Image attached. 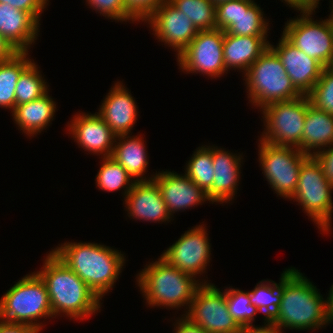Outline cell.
<instances>
[{
  "label": "cell",
  "instance_id": "1",
  "mask_svg": "<svg viewBox=\"0 0 333 333\" xmlns=\"http://www.w3.org/2000/svg\"><path fill=\"white\" fill-rule=\"evenodd\" d=\"M295 267L281 274L282 300L277 312L269 320L277 328L290 330H318L330 323L327 298Z\"/></svg>",
  "mask_w": 333,
  "mask_h": 333
},
{
  "label": "cell",
  "instance_id": "2",
  "mask_svg": "<svg viewBox=\"0 0 333 333\" xmlns=\"http://www.w3.org/2000/svg\"><path fill=\"white\" fill-rule=\"evenodd\" d=\"M51 251L74 271L102 300L122 273L126 256L121 251L94 242H64Z\"/></svg>",
  "mask_w": 333,
  "mask_h": 333
},
{
  "label": "cell",
  "instance_id": "3",
  "mask_svg": "<svg viewBox=\"0 0 333 333\" xmlns=\"http://www.w3.org/2000/svg\"><path fill=\"white\" fill-rule=\"evenodd\" d=\"M43 267L36 271L47 287L53 317L84 320L100 312L101 300L87 284L52 252L45 256Z\"/></svg>",
  "mask_w": 333,
  "mask_h": 333
},
{
  "label": "cell",
  "instance_id": "4",
  "mask_svg": "<svg viewBox=\"0 0 333 333\" xmlns=\"http://www.w3.org/2000/svg\"><path fill=\"white\" fill-rule=\"evenodd\" d=\"M207 281L196 280V277L175 268L161 256L155 262L146 264L136 276V284L149 307L179 310L186 306L183 315L189 310L197 289L203 283H210Z\"/></svg>",
  "mask_w": 333,
  "mask_h": 333
},
{
  "label": "cell",
  "instance_id": "5",
  "mask_svg": "<svg viewBox=\"0 0 333 333\" xmlns=\"http://www.w3.org/2000/svg\"><path fill=\"white\" fill-rule=\"evenodd\" d=\"M54 318L45 282L35 271L26 274L0 299V320L28 325L41 332L40 319Z\"/></svg>",
  "mask_w": 333,
  "mask_h": 333
},
{
  "label": "cell",
  "instance_id": "6",
  "mask_svg": "<svg viewBox=\"0 0 333 333\" xmlns=\"http://www.w3.org/2000/svg\"><path fill=\"white\" fill-rule=\"evenodd\" d=\"M252 106L289 101L302 96L287 75L277 54L269 47L243 75Z\"/></svg>",
  "mask_w": 333,
  "mask_h": 333
},
{
  "label": "cell",
  "instance_id": "7",
  "mask_svg": "<svg viewBox=\"0 0 333 333\" xmlns=\"http://www.w3.org/2000/svg\"><path fill=\"white\" fill-rule=\"evenodd\" d=\"M332 191L333 184L324 174L321 163L315 156H309L301 164L297 188L291 201L298 202L297 205L324 234L329 233L332 225Z\"/></svg>",
  "mask_w": 333,
  "mask_h": 333
},
{
  "label": "cell",
  "instance_id": "8",
  "mask_svg": "<svg viewBox=\"0 0 333 333\" xmlns=\"http://www.w3.org/2000/svg\"><path fill=\"white\" fill-rule=\"evenodd\" d=\"M308 109V96L273 102L262 109L264 131L258 140L279 146L299 148Z\"/></svg>",
  "mask_w": 333,
  "mask_h": 333
},
{
  "label": "cell",
  "instance_id": "9",
  "mask_svg": "<svg viewBox=\"0 0 333 333\" xmlns=\"http://www.w3.org/2000/svg\"><path fill=\"white\" fill-rule=\"evenodd\" d=\"M259 142L258 161L264 178L277 196L290 200L297 188L301 164L309 156L295 147Z\"/></svg>",
  "mask_w": 333,
  "mask_h": 333
},
{
  "label": "cell",
  "instance_id": "10",
  "mask_svg": "<svg viewBox=\"0 0 333 333\" xmlns=\"http://www.w3.org/2000/svg\"><path fill=\"white\" fill-rule=\"evenodd\" d=\"M315 11L300 12L285 23L282 35L297 49L328 66L333 57V25L326 19L314 20Z\"/></svg>",
  "mask_w": 333,
  "mask_h": 333
},
{
  "label": "cell",
  "instance_id": "11",
  "mask_svg": "<svg viewBox=\"0 0 333 333\" xmlns=\"http://www.w3.org/2000/svg\"><path fill=\"white\" fill-rule=\"evenodd\" d=\"M224 31L218 28L199 31L177 56V64L186 74H203L211 79L227 74L223 58Z\"/></svg>",
  "mask_w": 333,
  "mask_h": 333
},
{
  "label": "cell",
  "instance_id": "12",
  "mask_svg": "<svg viewBox=\"0 0 333 333\" xmlns=\"http://www.w3.org/2000/svg\"><path fill=\"white\" fill-rule=\"evenodd\" d=\"M185 316L208 333H238L240 329L229 313L225 289L212 283L197 289Z\"/></svg>",
  "mask_w": 333,
  "mask_h": 333
},
{
  "label": "cell",
  "instance_id": "13",
  "mask_svg": "<svg viewBox=\"0 0 333 333\" xmlns=\"http://www.w3.org/2000/svg\"><path fill=\"white\" fill-rule=\"evenodd\" d=\"M206 225L199 224L185 231L180 238L162 252L161 257L170 265L198 278L207 273L211 260V243ZM200 274V275H199Z\"/></svg>",
  "mask_w": 333,
  "mask_h": 333
},
{
  "label": "cell",
  "instance_id": "14",
  "mask_svg": "<svg viewBox=\"0 0 333 333\" xmlns=\"http://www.w3.org/2000/svg\"><path fill=\"white\" fill-rule=\"evenodd\" d=\"M153 30V35L164 45L172 47L178 56L199 32L193 22L168 0L158 7L144 22Z\"/></svg>",
  "mask_w": 333,
  "mask_h": 333
},
{
  "label": "cell",
  "instance_id": "15",
  "mask_svg": "<svg viewBox=\"0 0 333 333\" xmlns=\"http://www.w3.org/2000/svg\"><path fill=\"white\" fill-rule=\"evenodd\" d=\"M67 127L79 148L97 156H112L117 135L97 112L74 114Z\"/></svg>",
  "mask_w": 333,
  "mask_h": 333
},
{
  "label": "cell",
  "instance_id": "16",
  "mask_svg": "<svg viewBox=\"0 0 333 333\" xmlns=\"http://www.w3.org/2000/svg\"><path fill=\"white\" fill-rule=\"evenodd\" d=\"M269 47L280 58L295 88L302 95H308L321 77L324 66L316 59L297 49L283 35L279 38L277 45L269 43Z\"/></svg>",
  "mask_w": 333,
  "mask_h": 333
},
{
  "label": "cell",
  "instance_id": "17",
  "mask_svg": "<svg viewBox=\"0 0 333 333\" xmlns=\"http://www.w3.org/2000/svg\"><path fill=\"white\" fill-rule=\"evenodd\" d=\"M157 183L169 214L173 217L175 212L202 205L209 199L206 193L194 183L185 173L162 170L153 178Z\"/></svg>",
  "mask_w": 333,
  "mask_h": 333
},
{
  "label": "cell",
  "instance_id": "18",
  "mask_svg": "<svg viewBox=\"0 0 333 333\" xmlns=\"http://www.w3.org/2000/svg\"><path fill=\"white\" fill-rule=\"evenodd\" d=\"M243 157L224 148L212 145V160L214 166V180L211 188L206 192L209 203H230L237 194Z\"/></svg>",
  "mask_w": 333,
  "mask_h": 333
},
{
  "label": "cell",
  "instance_id": "19",
  "mask_svg": "<svg viewBox=\"0 0 333 333\" xmlns=\"http://www.w3.org/2000/svg\"><path fill=\"white\" fill-rule=\"evenodd\" d=\"M103 99L97 113L117 136L130 134L138 119V106L131 91L117 81Z\"/></svg>",
  "mask_w": 333,
  "mask_h": 333
},
{
  "label": "cell",
  "instance_id": "20",
  "mask_svg": "<svg viewBox=\"0 0 333 333\" xmlns=\"http://www.w3.org/2000/svg\"><path fill=\"white\" fill-rule=\"evenodd\" d=\"M124 202L127 215L131 219L156 223L172 220L160 189L154 180L135 182L127 193Z\"/></svg>",
  "mask_w": 333,
  "mask_h": 333
},
{
  "label": "cell",
  "instance_id": "21",
  "mask_svg": "<svg viewBox=\"0 0 333 333\" xmlns=\"http://www.w3.org/2000/svg\"><path fill=\"white\" fill-rule=\"evenodd\" d=\"M40 25L28 12L0 3V35L19 52H29L40 35Z\"/></svg>",
  "mask_w": 333,
  "mask_h": 333
},
{
  "label": "cell",
  "instance_id": "22",
  "mask_svg": "<svg viewBox=\"0 0 333 333\" xmlns=\"http://www.w3.org/2000/svg\"><path fill=\"white\" fill-rule=\"evenodd\" d=\"M268 36H239L224 32L223 58L226 71L246 73L248 68L269 48Z\"/></svg>",
  "mask_w": 333,
  "mask_h": 333
},
{
  "label": "cell",
  "instance_id": "23",
  "mask_svg": "<svg viewBox=\"0 0 333 333\" xmlns=\"http://www.w3.org/2000/svg\"><path fill=\"white\" fill-rule=\"evenodd\" d=\"M118 135L115 140L112 158L116 160L135 182L153 180L156 173L144 176L149 164L144 138L139 135ZM119 141V142H118Z\"/></svg>",
  "mask_w": 333,
  "mask_h": 333
},
{
  "label": "cell",
  "instance_id": "24",
  "mask_svg": "<svg viewBox=\"0 0 333 333\" xmlns=\"http://www.w3.org/2000/svg\"><path fill=\"white\" fill-rule=\"evenodd\" d=\"M48 92L49 90L33 101L15 106L12 111L13 121L24 135L26 134L28 137L38 135L47 129L52 124L51 121L55 119L53 117L57 104Z\"/></svg>",
  "mask_w": 333,
  "mask_h": 333
},
{
  "label": "cell",
  "instance_id": "25",
  "mask_svg": "<svg viewBox=\"0 0 333 333\" xmlns=\"http://www.w3.org/2000/svg\"><path fill=\"white\" fill-rule=\"evenodd\" d=\"M333 144V115L315 108L308 97V109L302 133V145L298 148L308 156H315Z\"/></svg>",
  "mask_w": 333,
  "mask_h": 333
},
{
  "label": "cell",
  "instance_id": "26",
  "mask_svg": "<svg viewBox=\"0 0 333 333\" xmlns=\"http://www.w3.org/2000/svg\"><path fill=\"white\" fill-rule=\"evenodd\" d=\"M28 52H19L11 60L0 64V107L15 108V89L21 73L33 62Z\"/></svg>",
  "mask_w": 333,
  "mask_h": 333
},
{
  "label": "cell",
  "instance_id": "27",
  "mask_svg": "<svg viewBox=\"0 0 333 333\" xmlns=\"http://www.w3.org/2000/svg\"><path fill=\"white\" fill-rule=\"evenodd\" d=\"M264 11L254 0H240V16L227 31L239 36H268L269 22Z\"/></svg>",
  "mask_w": 333,
  "mask_h": 333
},
{
  "label": "cell",
  "instance_id": "28",
  "mask_svg": "<svg viewBox=\"0 0 333 333\" xmlns=\"http://www.w3.org/2000/svg\"><path fill=\"white\" fill-rule=\"evenodd\" d=\"M101 166L97 172L96 177V186L99 190L114 192L120 191L122 188V194L124 199L127 193L133 187L135 181L129 175V173L111 156L110 157H101Z\"/></svg>",
  "mask_w": 333,
  "mask_h": 333
},
{
  "label": "cell",
  "instance_id": "29",
  "mask_svg": "<svg viewBox=\"0 0 333 333\" xmlns=\"http://www.w3.org/2000/svg\"><path fill=\"white\" fill-rule=\"evenodd\" d=\"M214 170L212 146L202 145L187 161L184 173L206 193L213 184Z\"/></svg>",
  "mask_w": 333,
  "mask_h": 333
},
{
  "label": "cell",
  "instance_id": "30",
  "mask_svg": "<svg viewBox=\"0 0 333 333\" xmlns=\"http://www.w3.org/2000/svg\"><path fill=\"white\" fill-rule=\"evenodd\" d=\"M193 22L198 31L216 29V4L212 0H168Z\"/></svg>",
  "mask_w": 333,
  "mask_h": 333
},
{
  "label": "cell",
  "instance_id": "31",
  "mask_svg": "<svg viewBox=\"0 0 333 333\" xmlns=\"http://www.w3.org/2000/svg\"><path fill=\"white\" fill-rule=\"evenodd\" d=\"M39 65L33 61L20 75L15 89V106L33 101L49 90ZM44 78V79H43Z\"/></svg>",
  "mask_w": 333,
  "mask_h": 333
},
{
  "label": "cell",
  "instance_id": "32",
  "mask_svg": "<svg viewBox=\"0 0 333 333\" xmlns=\"http://www.w3.org/2000/svg\"><path fill=\"white\" fill-rule=\"evenodd\" d=\"M279 281L276 283L268 279L261 280L252 291H249L250 303L264 315V321H269L280 306L282 300L281 277Z\"/></svg>",
  "mask_w": 333,
  "mask_h": 333
},
{
  "label": "cell",
  "instance_id": "33",
  "mask_svg": "<svg viewBox=\"0 0 333 333\" xmlns=\"http://www.w3.org/2000/svg\"><path fill=\"white\" fill-rule=\"evenodd\" d=\"M225 297L230 315L239 326L253 325L260 311L250 303L249 291L241 289H225Z\"/></svg>",
  "mask_w": 333,
  "mask_h": 333
},
{
  "label": "cell",
  "instance_id": "34",
  "mask_svg": "<svg viewBox=\"0 0 333 333\" xmlns=\"http://www.w3.org/2000/svg\"><path fill=\"white\" fill-rule=\"evenodd\" d=\"M307 96L315 108L333 115V71L328 66L324 67L321 77Z\"/></svg>",
  "mask_w": 333,
  "mask_h": 333
},
{
  "label": "cell",
  "instance_id": "35",
  "mask_svg": "<svg viewBox=\"0 0 333 333\" xmlns=\"http://www.w3.org/2000/svg\"><path fill=\"white\" fill-rule=\"evenodd\" d=\"M90 8L100 13L105 18L117 22H130L133 20L126 14L124 0H86Z\"/></svg>",
  "mask_w": 333,
  "mask_h": 333
},
{
  "label": "cell",
  "instance_id": "36",
  "mask_svg": "<svg viewBox=\"0 0 333 333\" xmlns=\"http://www.w3.org/2000/svg\"><path fill=\"white\" fill-rule=\"evenodd\" d=\"M167 0H124L126 14L136 23L145 22Z\"/></svg>",
  "mask_w": 333,
  "mask_h": 333
},
{
  "label": "cell",
  "instance_id": "37",
  "mask_svg": "<svg viewBox=\"0 0 333 333\" xmlns=\"http://www.w3.org/2000/svg\"><path fill=\"white\" fill-rule=\"evenodd\" d=\"M216 27L227 32L240 16V0H229L216 4Z\"/></svg>",
  "mask_w": 333,
  "mask_h": 333
},
{
  "label": "cell",
  "instance_id": "38",
  "mask_svg": "<svg viewBox=\"0 0 333 333\" xmlns=\"http://www.w3.org/2000/svg\"><path fill=\"white\" fill-rule=\"evenodd\" d=\"M0 3L28 12L39 23L49 0H0Z\"/></svg>",
  "mask_w": 333,
  "mask_h": 333
},
{
  "label": "cell",
  "instance_id": "39",
  "mask_svg": "<svg viewBox=\"0 0 333 333\" xmlns=\"http://www.w3.org/2000/svg\"><path fill=\"white\" fill-rule=\"evenodd\" d=\"M321 163L324 174L333 184V144L315 155Z\"/></svg>",
  "mask_w": 333,
  "mask_h": 333
},
{
  "label": "cell",
  "instance_id": "40",
  "mask_svg": "<svg viewBox=\"0 0 333 333\" xmlns=\"http://www.w3.org/2000/svg\"><path fill=\"white\" fill-rule=\"evenodd\" d=\"M173 325V333H208L198 324H195L183 314L181 315V317L175 320Z\"/></svg>",
  "mask_w": 333,
  "mask_h": 333
},
{
  "label": "cell",
  "instance_id": "41",
  "mask_svg": "<svg viewBox=\"0 0 333 333\" xmlns=\"http://www.w3.org/2000/svg\"><path fill=\"white\" fill-rule=\"evenodd\" d=\"M264 325L240 326L238 333H283L270 321H264Z\"/></svg>",
  "mask_w": 333,
  "mask_h": 333
},
{
  "label": "cell",
  "instance_id": "42",
  "mask_svg": "<svg viewBox=\"0 0 333 333\" xmlns=\"http://www.w3.org/2000/svg\"><path fill=\"white\" fill-rule=\"evenodd\" d=\"M0 333H40V332L28 325L8 323L0 320Z\"/></svg>",
  "mask_w": 333,
  "mask_h": 333
},
{
  "label": "cell",
  "instance_id": "43",
  "mask_svg": "<svg viewBox=\"0 0 333 333\" xmlns=\"http://www.w3.org/2000/svg\"><path fill=\"white\" fill-rule=\"evenodd\" d=\"M19 51L0 35V64L11 60Z\"/></svg>",
  "mask_w": 333,
  "mask_h": 333
},
{
  "label": "cell",
  "instance_id": "44",
  "mask_svg": "<svg viewBox=\"0 0 333 333\" xmlns=\"http://www.w3.org/2000/svg\"><path fill=\"white\" fill-rule=\"evenodd\" d=\"M320 0H298V12L315 11Z\"/></svg>",
  "mask_w": 333,
  "mask_h": 333
},
{
  "label": "cell",
  "instance_id": "45",
  "mask_svg": "<svg viewBox=\"0 0 333 333\" xmlns=\"http://www.w3.org/2000/svg\"><path fill=\"white\" fill-rule=\"evenodd\" d=\"M327 302H328V316L330 319V323L333 324V284L330 287L328 296H327Z\"/></svg>",
  "mask_w": 333,
  "mask_h": 333
},
{
  "label": "cell",
  "instance_id": "46",
  "mask_svg": "<svg viewBox=\"0 0 333 333\" xmlns=\"http://www.w3.org/2000/svg\"><path fill=\"white\" fill-rule=\"evenodd\" d=\"M282 2L287 4L290 8L297 10L298 12V0H282Z\"/></svg>",
  "mask_w": 333,
  "mask_h": 333
},
{
  "label": "cell",
  "instance_id": "47",
  "mask_svg": "<svg viewBox=\"0 0 333 333\" xmlns=\"http://www.w3.org/2000/svg\"><path fill=\"white\" fill-rule=\"evenodd\" d=\"M331 3V5H332V7H330L329 6V8H330V10H332L331 12H330V15L328 16V20L330 21V22H333V0L332 1H330Z\"/></svg>",
  "mask_w": 333,
  "mask_h": 333
},
{
  "label": "cell",
  "instance_id": "48",
  "mask_svg": "<svg viewBox=\"0 0 333 333\" xmlns=\"http://www.w3.org/2000/svg\"><path fill=\"white\" fill-rule=\"evenodd\" d=\"M214 4L229 1V0H212Z\"/></svg>",
  "mask_w": 333,
  "mask_h": 333
},
{
  "label": "cell",
  "instance_id": "49",
  "mask_svg": "<svg viewBox=\"0 0 333 333\" xmlns=\"http://www.w3.org/2000/svg\"><path fill=\"white\" fill-rule=\"evenodd\" d=\"M328 67L333 71V57H332L330 64L328 65Z\"/></svg>",
  "mask_w": 333,
  "mask_h": 333
}]
</instances>
